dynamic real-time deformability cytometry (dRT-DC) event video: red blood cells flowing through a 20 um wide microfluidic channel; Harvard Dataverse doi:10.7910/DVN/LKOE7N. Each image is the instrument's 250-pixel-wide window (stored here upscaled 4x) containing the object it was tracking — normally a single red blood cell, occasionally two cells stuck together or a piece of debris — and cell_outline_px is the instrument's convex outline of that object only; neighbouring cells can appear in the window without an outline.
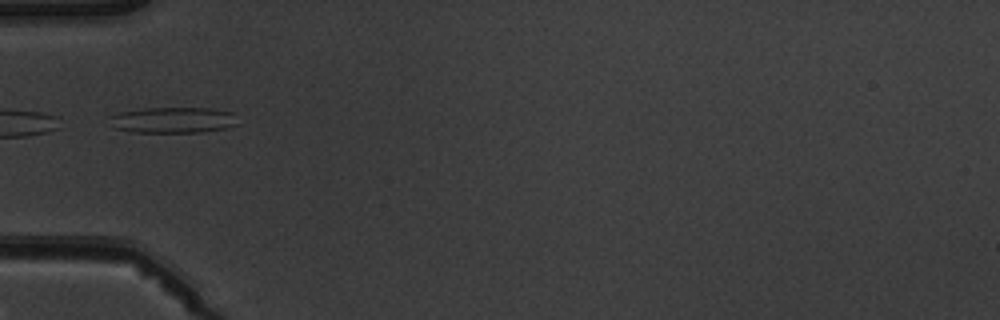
{"species": "common noctule bat (a hibernating species)", "species_latin": "Nyctalus noctula", "temperature_condition": "warm", "stored_images_in_passage": 3, "camera_frame_rate_fps": 3000, "um_per_image_px": 0.085, "animal": {"sex": "male", "body_mass_g": 19.5, "forearm_length_mm": 54.6}, "frame": {"image": 1, "passage_image": 2, "time_ms": 1.333, "image_size_px": [1000, 320], "cell_outline_px": [[240, 124], [228, 128], [200, 132], [132, 132], [116, 128], [108, 116], [120, 112], [140, 108], [212, 108], [232, 112]], "centroid_in_image_um": [14.76, 10.2], "position_along_channel_um": 70.2, "area_um2": 19.48}}